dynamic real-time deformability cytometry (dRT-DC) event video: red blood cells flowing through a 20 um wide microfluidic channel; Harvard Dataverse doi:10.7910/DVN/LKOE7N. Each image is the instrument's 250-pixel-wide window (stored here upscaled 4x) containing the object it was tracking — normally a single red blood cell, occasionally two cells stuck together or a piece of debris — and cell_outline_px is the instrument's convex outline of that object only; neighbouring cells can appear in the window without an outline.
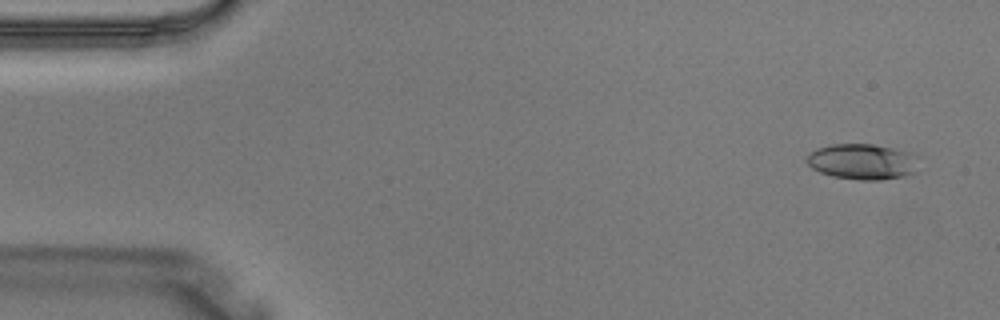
{"species": "Egyptian fruit bat (a non-hibernating species)", "species_latin": "Rousettus aegyptiacus", "temperature_condition": "warm", "stored_images_in_passage": 3, "camera_frame_rate_fps": 3000, "um_per_image_px": 0.085, "animal": {"sex": "male"}, "frame": {"image": 1, "passage_image": 1, "time_ms": 0.0, "image_size_px": [1000, 320], "cell_outline_px": [[920, 156], [916, 172], [904, 176], [880, 180], [860, 180], [832, 176], [820, 172], [812, 168], [804, 160], [816, 148], [832, 144], [872, 144], [912, 152]], "centroid_in_image_um": [73.35, 13.74], "position_along_channel_um": 11.6, "area_um2": 23.58}}